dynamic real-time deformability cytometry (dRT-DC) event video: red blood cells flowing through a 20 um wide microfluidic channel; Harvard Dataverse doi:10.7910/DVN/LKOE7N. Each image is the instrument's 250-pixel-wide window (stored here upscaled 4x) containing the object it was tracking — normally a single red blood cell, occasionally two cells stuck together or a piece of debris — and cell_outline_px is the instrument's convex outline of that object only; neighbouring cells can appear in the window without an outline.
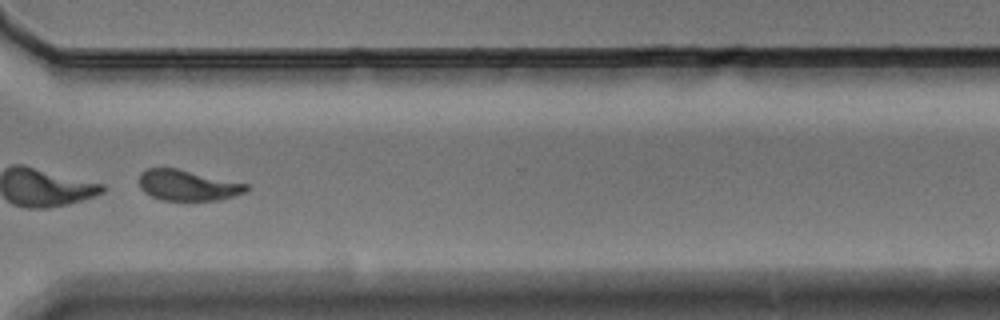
{"species": "Egyptian fruit bat (a non-hibernating species)", "species_latin": "Rousettus aegyptiacus", "temperature_condition": "warm", "stored_images_in_passage": 58, "segment_of_instrument_passage": [2, 2], "camera_frame_rate_fps": 3000, "um_per_image_px": 0.085, "animal": {"sex": "male"}, "frame": {"image": 1, "passage_image": 44, "time_ms": 14.333, "image_size_px": [1000, 320], "cell_outline_px": [[248, 188], [244, 192], [220, 200], [160, 200], [144, 192], [140, 188], [140, 172], [148, 168], [176, 168], [248, 184]], "centroid_in_image_um": [15.92, 15.75], "position_along_channel_um": 354.7, "area_um2": 18.96}}